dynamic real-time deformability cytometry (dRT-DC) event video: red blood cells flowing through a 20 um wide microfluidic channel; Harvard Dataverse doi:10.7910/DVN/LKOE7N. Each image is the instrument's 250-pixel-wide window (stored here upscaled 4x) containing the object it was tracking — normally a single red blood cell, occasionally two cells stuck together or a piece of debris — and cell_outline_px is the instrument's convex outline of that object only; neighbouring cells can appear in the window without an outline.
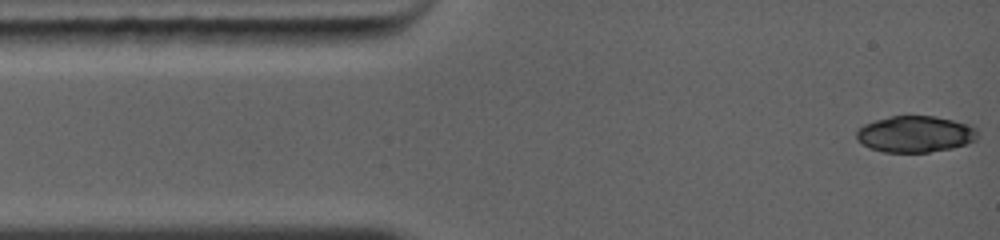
{"species": "common noctule bat (a hibernating species)", "species_latin": "Nyctalus noctula", "temperature_condition": "warm", "stored_images_in_passage": 10, "camera_frame_rate_fps": 5000, "um_per_image_px": 0.085, "animal": {"sex": "female", "body_mass_g": 19.0, "forearm_length_mm": 56.7}, "frame": {"image": 1, "passage_image": 1, "time_ms": 0.0, "image_size_px": [1000, 240], "cell_outline_px": [[976, 140], [952, 148], [928, 152], [884, 152], [868, 148], [856, 140], [856, 128], [864, 124], [876, 120], [892, 116], [936, 116], [972, 124], [976, 128]], "centroid_in_image_um": [77.77, 11.39], "position_along_channel_um": 7.2, "area_um2": 25.89}}
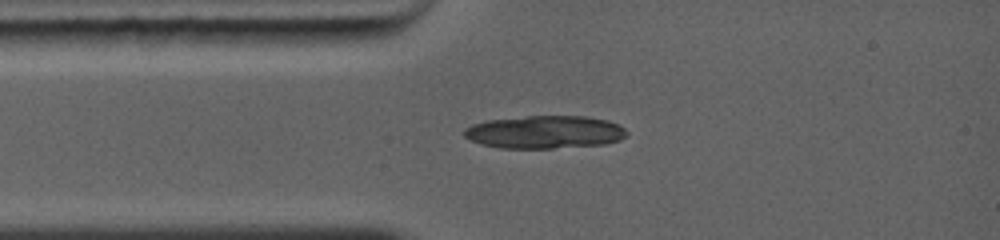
{"frame": {"image": 2, "passage_image": 10, "time_ms": 2.2, "image_size_px": [1000, 240], "cell_outline_px": [[628, 136], [620, 140], [604, 144], [552, 148], [500, 148], [480, 144], [468, 140], [464, 136], [464, 128], [472, 124], [488, 120], [528, 116], [584, 116], [608, 120], [620, 124], [628, 132]], "centroid_in_image_um": [46.31, 11.23], "position_along_channel_um": 38.7, "area_um2": 31.39}}